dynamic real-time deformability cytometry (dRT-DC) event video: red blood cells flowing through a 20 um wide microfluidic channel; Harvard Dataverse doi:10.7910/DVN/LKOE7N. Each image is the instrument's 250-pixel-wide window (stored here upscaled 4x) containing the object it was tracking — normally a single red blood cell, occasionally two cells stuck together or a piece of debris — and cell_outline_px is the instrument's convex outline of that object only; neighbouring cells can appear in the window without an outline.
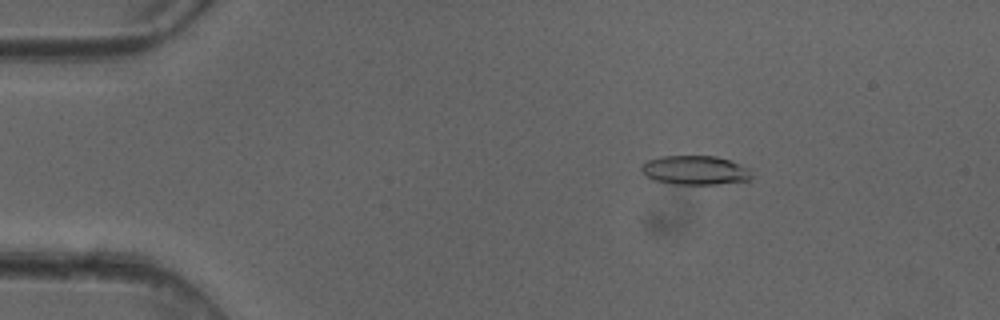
{"species": "common noctule bat (a hibernating species)", "species_latin": "Nyctalus noctula", "temperature_condition": "cold", "stored_images_in_passage": 50, "camera_frame_rate_fps": 3000, "um_per_image_px": 0.085, "animal": {"sex": "female"}, "frame": {"image": 1, "passage_image": 8, "time_ms": 2.333, "image_size_px": [1000, 320], "cell_outline_px": [[752, 176], [748, 180], [716, 184], [676, 184], [656, 180], [648, 176], [640, 168], [648, 160], [660, 156], [716, 156], [740, 164], [748, 168]], "centroid_in_image_um": [59.1, 14.46], "position_along_channel_um": 25.9, "area_um2": 18.32}}
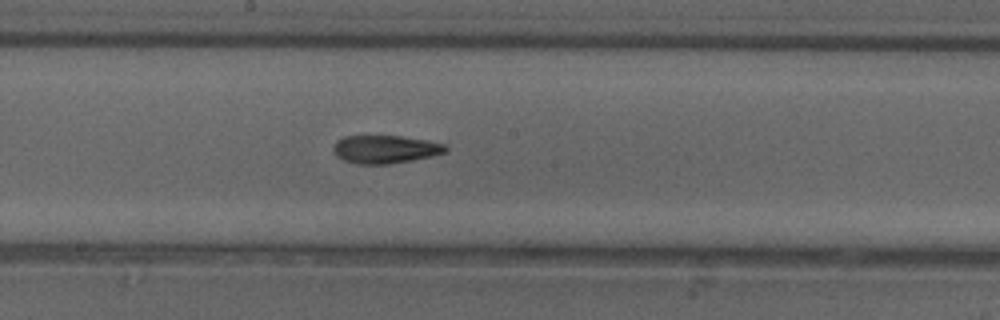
{"frame": {"image": 2, "passage_image": 27, "time_ms": 8.667, "image_size_px": [1000, 320], "cell_outline_px": [[448, 148], [444, 152], [432, 156], [412, 160], [388, 164], [356, 164], [344, 160], [336, 156], [332, 148], [336, 140], [344, 136], [400, 136], [428, 140], [444, 144]], "centroid_in_image_um": [32.71, 12.68], "position_along_channel_um": 215.5, "area_um2": 18.38}}
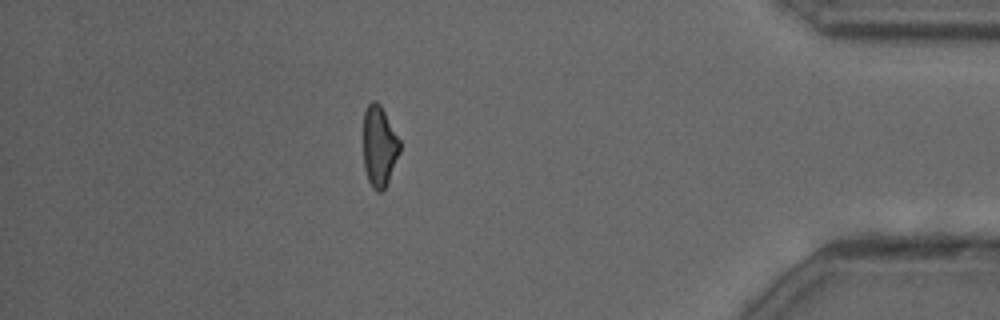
{"frame": {"image": 3, "passage_image": 44, "time_ms": 14.333, "image_size_px": [1000, 320], "cell_outline_px": [[400, 152], [388, 180], [384, 188], [380, 192], [376, 192], [372, 188], [368, 180], [364, 168], [364, 112], [368, 104], [372, 100], [376, 100], [380, 104], [400, 140]], "centroid_in_image_um": [32.23, 12.43], "position_along_channel_um": 403.0, "area_um2": 17.05}, "authors_computed_cell_mechanics": {"area_um2": 18.4671, "velocity_mm_per_s": 4.0925, "shape_relaxation_time_tau1_ms": 9.9215, "shape_relaxation_time_tau2_ms": 4.1913, "deformation_change_tau1": 0.2298, "deformation_change_tau2": 0.1357}}